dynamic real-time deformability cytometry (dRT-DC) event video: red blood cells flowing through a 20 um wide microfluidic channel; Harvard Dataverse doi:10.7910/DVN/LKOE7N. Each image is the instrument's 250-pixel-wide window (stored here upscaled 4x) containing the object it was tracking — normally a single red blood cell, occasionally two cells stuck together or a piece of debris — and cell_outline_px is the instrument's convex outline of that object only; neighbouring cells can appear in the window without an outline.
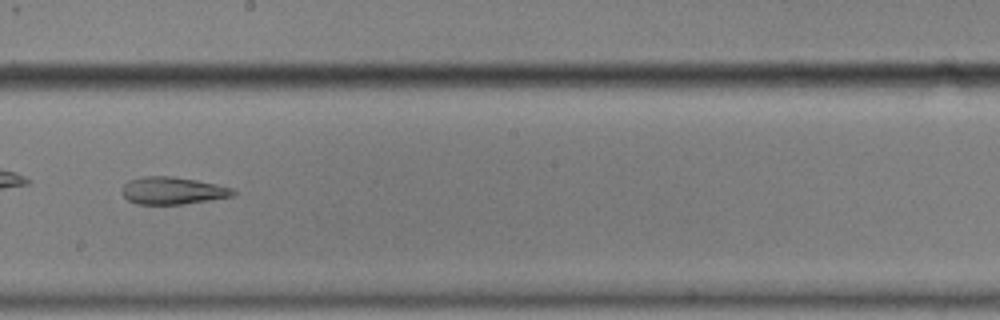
{"species": "common noctule bat (a hibernating species)", "species_latin": "Nyctalus noctula", "temperature_condition": "cold", "stored_images_in_passage": 55, "camera_frame_rate_fps": 3000, "um_per_image_px": 0.085, "animal": {"sex": "male", "body_mass_g": 17.9}, "frame": {"image": 1, "passage_image": 32, "time_ms": 10.333, "image_size_px": [1000, 320], "cell_outline_px": [[236, 192], [232, 196], [184, 204], [136, 204], [128, 200], [120, 192], [124, 184], [128, 180], [144, 176], [172, 176], [196, 180], [236, 188]], "centroid_in_image_um": [14.66, 16.2], "position_along_channel_um": 233.5, "area_um2": 17.8}, "authors_computed_cell_mechanics": {"area_um2": 20.2878, "velocity_mm_per_s": 3.5294, "shape_relaxation_time_tau1_ms": null, "shape_relaxation_time_tau2_ms": 3.2972, "deformation_change_tau1": null, "deformation_change_tau2": 0.1262}}